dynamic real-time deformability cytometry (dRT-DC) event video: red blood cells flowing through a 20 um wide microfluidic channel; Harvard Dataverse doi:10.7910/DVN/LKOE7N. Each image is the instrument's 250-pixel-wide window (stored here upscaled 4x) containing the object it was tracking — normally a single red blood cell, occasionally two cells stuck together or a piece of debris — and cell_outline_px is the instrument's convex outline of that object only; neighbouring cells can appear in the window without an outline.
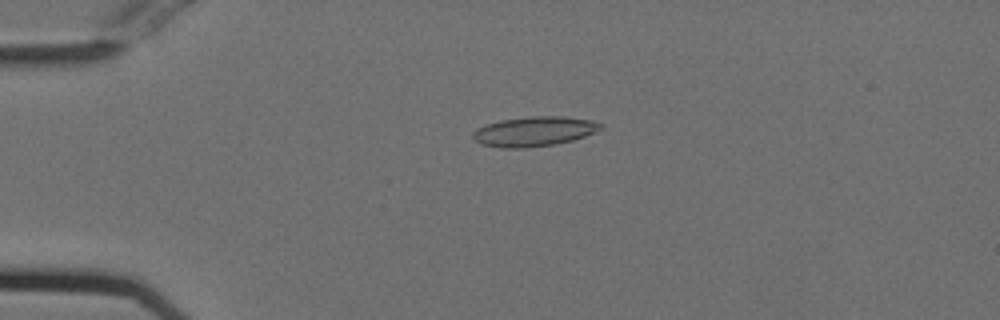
{"species": "Egyptian fruit bat (a non-hibernating species)", "species_latin": "Rousettus aegyptiacus", "temperature_condition": "cold", "stored_images_in_passage": 31, "camera_frame_rate_fps": 3000, "um_per_image_px": 0.085, "animal": {"sex": "female"}, "frame": {"image": 1, "passage_image": 2, "time_ms": 0.333, "image_size_px": [1000, 320], "cell_outline_px": [[604, 128], [584, 136], [572, 140], [556, 144], [524, 148], [500, 148], [480, 144], [472, 136], [472, 132], [476, 128], [500, 120], [532, 116], [564, 116], [592, 120], [604, 124]], "centroid_in_image_um": [45.41, 11.17], "position_along_channel_um": 39.6, "area_um2": 22.25}}
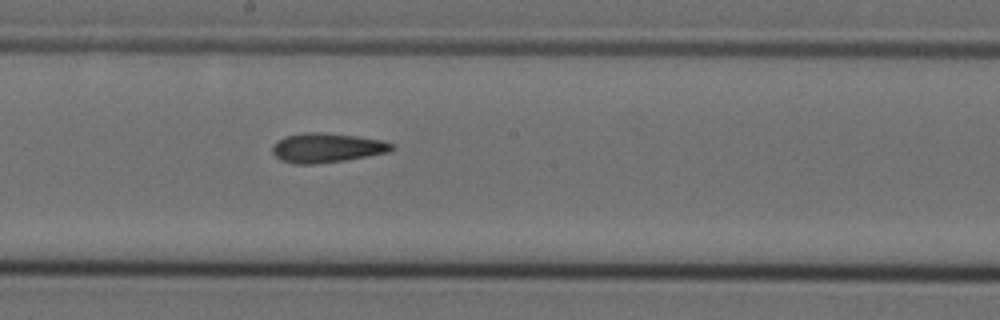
{"frame": {"image": 2, "passage_image": 19, "time_ms": 6.0, "image_size_px": [1000, 320], "cell_outline_px": [[396, 148], [388, 152], [368, 156], [344, 160], [316, 164], [292, 164], [280, 160], [272, 152], [272, 148], [284, 136], [304, 132], [320, 132], [356, 136], [384, 140], [396, 144]], "centroid_in_image_um": [27.82, 12.56], "position_along_channel_um": 220.4, "area_um2": 20.58}}
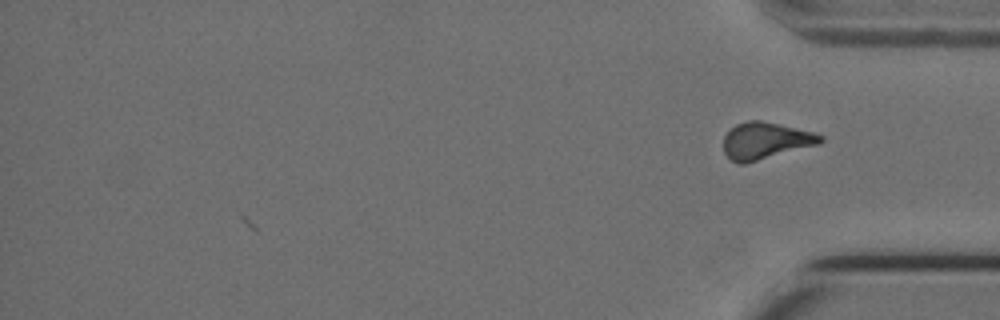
{"frame": {"image": 3, "passage_image": 31, "time_ms": 10.0, "image_size_px": [1000, 320], "cell_outline_px": [[824, 140], [820, 144], [744, 164], [736, 164], [724, 152], [724, 136], [736, 124], [748, 120], [760, 120], [812, 132], [824, 136]], "centroid_in_image_um": [65.07, 11.97], "position_along_channel_um": 370.1, "area_um2": 20.63}, "authors_computed_cell_mechanics": {"area_um2": 20.4034, "velocity_mm_per_s": 3.7633, "shape_relaxation_time_tau1_ms": 10.673, "shape_relaxation_time_tau2_ms": 3.9264, "deformation_change_tau1": 0.2349, "deformation_change_tau2": 0.1411}}